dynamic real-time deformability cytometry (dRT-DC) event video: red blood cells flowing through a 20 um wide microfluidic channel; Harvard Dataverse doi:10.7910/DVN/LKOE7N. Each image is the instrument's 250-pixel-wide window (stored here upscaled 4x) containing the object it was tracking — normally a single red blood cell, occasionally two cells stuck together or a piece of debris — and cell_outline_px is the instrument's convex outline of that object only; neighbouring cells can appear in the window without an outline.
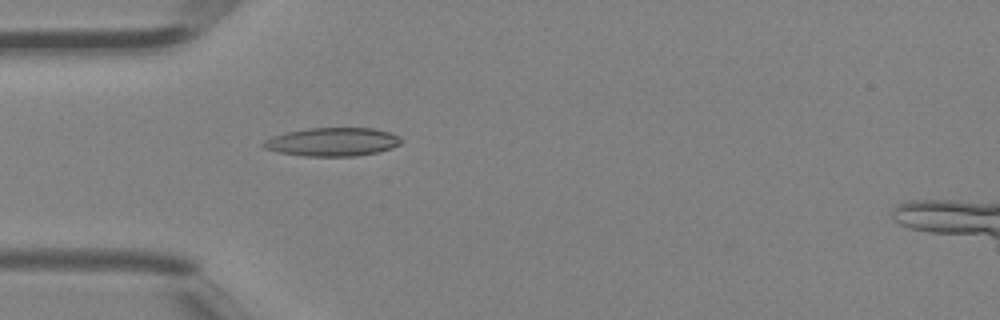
{"species": "Egyptian fruit bat (a non-hibernating species)", "species_latin": "Rousettus aegyptiacus", "temperature_condition": "room temperature", "stored_images_in_passage": 46, "camera_frame_rate_fps": 3000, "um_per_image_px": 0.085, "animal": {"sex": "female"}, "frame": {"image": 1, "passage_image": 14, "time_ms": 4.333, "image_size_px": [1000, 320], "cell_outline_px": [[400, 144], [392, 148], [376, 152], [356, 156], [304, 156], [280, 152], [264, 148], [260, 144], [272, 136], [288, 132], [308, 128], [372, 128], [392, 132], [400, 136]], "centroid_in_image_um": [28.28, 12.05], "position_along_channel_um": 56.7, "area_um2": 22.77}}
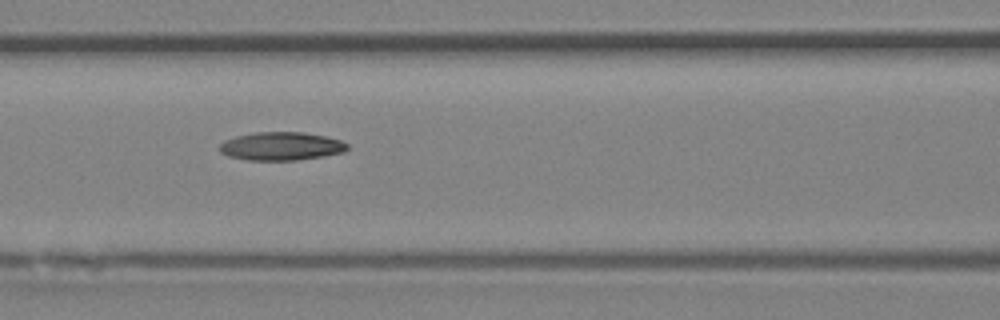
{"frame": {"image": 2, "passage_image": 20, "time_ms": 6.333, "image_size_px": [1000, 320], "cell_outline_px": [[348, 148], [344, 152], [324, 156], [296, 160], [248, 160], [228, 156], [220, 152], [220, 144], [224, 140], [236, 136], [256, 132], [304, 132], [324, 136], [340, 140], [348, 144]], "centroid_in_image_um": [23.9, 12.42], "position_along_channel_um": 142.7, "area_um2": 21.04}}
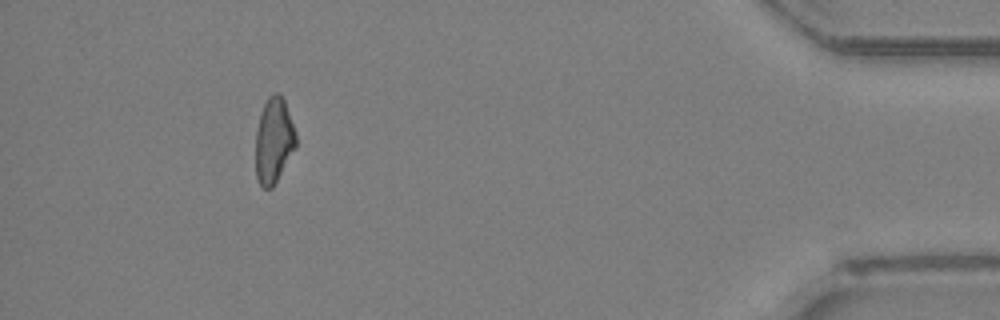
{"frame": {"image": 3, "passage_image": 42, "time_ms": 13.667, "image_size_px": [1000, 320], "cell_outline_px": [[296, 148], [272, 188], [264, 188], [260, 184], [256, 176], [256, 132], [260, 116], [264, 104], [268, 96], [272, 92], [280, 92], [284, 100], [296, 132]], "centroid_in_image_um": [23.28, 11.92], "position_along_channel_um": 411.9, "area_um2": 20.06}}